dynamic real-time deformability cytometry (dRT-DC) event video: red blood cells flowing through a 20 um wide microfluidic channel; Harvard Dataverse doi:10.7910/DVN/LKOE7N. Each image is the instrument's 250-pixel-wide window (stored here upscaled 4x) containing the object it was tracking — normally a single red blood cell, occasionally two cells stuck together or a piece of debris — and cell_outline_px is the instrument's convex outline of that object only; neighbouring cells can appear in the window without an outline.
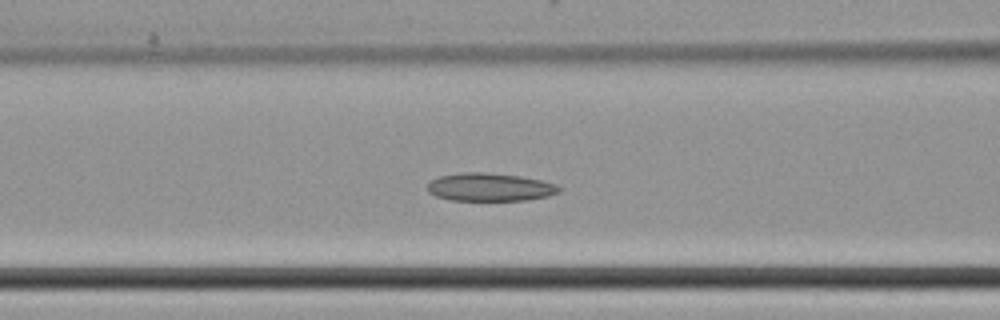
{"species": "common noctule bat (a hibernating species)", "species_latin": "Nyctalus noctula", "temperature_condition": "cold", "stored_images_in_passage": 46, "camera_frame_rate_fps": 3000, "um_per_image_px": 0.085, "animal": {"sex": "female", "body_mass_g": 22.7, "forearm_length_mm": 54.2}, "frame": {"image": 1, "passage_image": 15, "time_ms": 4.667, "image_size_px": [1000, 320], "cell_outline_px": [[560, 192], [548, 196], [528, 200], [452, 200], [436, 196], [428, 192], [428, 184], [432, 180], [440, 176], [464, 172], [484, 172], [520, 176], [540, 180], [556, 184], [560, 188]], "centroid_in_image_um": [41.65, 15.9], "position_along_channel_um": 124.9, "area_um2": 21.39}}
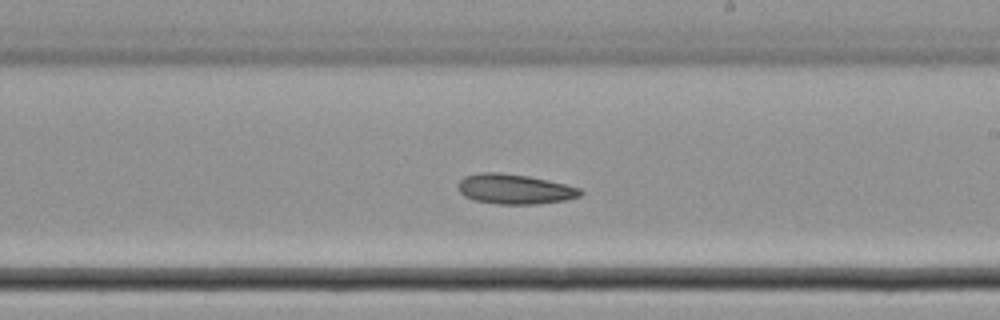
{"frame": {"image": 2, "passage_image": 24, "time_ms": 7.667, "image_size_px": [1000, 320], "cell_outline_px": [[584, 192], [580, 196], [564, 200], [536, 204], [496, 204], [476, 200], [464, 196], [456, 188], [456, 184], [464, 176], [480, 172], [500, 172], [528, 176], [548, 180], [580, 188]], "centroid_in_image_um": [43.7, 16.06], "position_along_channel_um": 245.3, "area_um2": 21.44}}
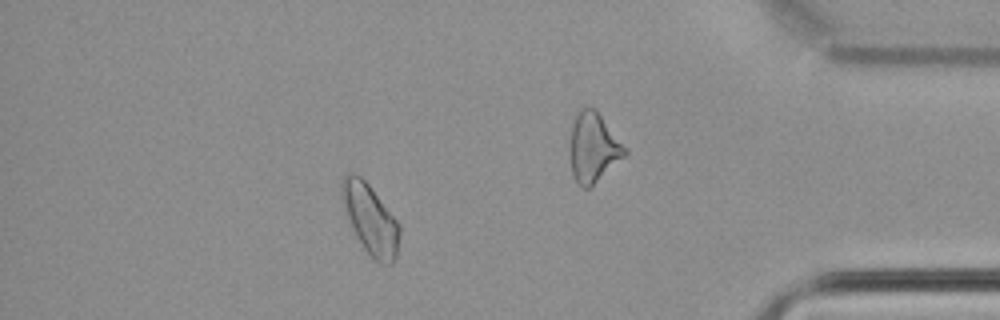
{"frame": {"image": 3, "passage_image": 39, "time_ms": 12.667, "image_size_px": [1000, 320], "cell_outline_px": [[400, 236], [396, 256], [392, 264], [380, 264], [372, 260], [356, 236], [344, 212], [340, 200], [340, 184], [344, 176], [348, 172], [356, 172], [368, 184], [400, 224]], "centroid_in_image_um": [31.44, 18.63], "position_along_channel_um": 403.8, "area_um2": 23.93}}